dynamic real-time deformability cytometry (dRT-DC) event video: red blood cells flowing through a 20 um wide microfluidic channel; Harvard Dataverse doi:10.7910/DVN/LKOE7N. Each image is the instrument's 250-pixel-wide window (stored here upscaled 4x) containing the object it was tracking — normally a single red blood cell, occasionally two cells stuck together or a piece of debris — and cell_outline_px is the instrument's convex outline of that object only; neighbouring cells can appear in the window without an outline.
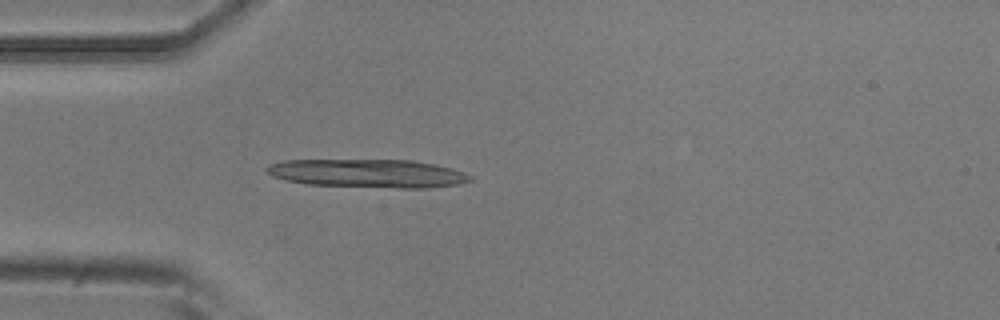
{"species": "common noctule bat (a hibernating species)", "species_latin": "Nyctalus noctula", "temperature_condition": "room temperature", "stored_images_in_passage": 2, "camera_frame_rate_fps": 3000, "um_per_image_px": 0.085, "animal": {"sex": "male", "body_mass_g": 20.5, "forearm_length_mm": 52.5}, "frame": {"image": 1, "passage_image": 2, "time_ms": 0.333, "image_size_px": [1000, 320], "cell_outline_px": [[472, 180], [460, 184], [428, 188], [400, 188], [304, 184], [272, 176], [264, 168], [268, 164], [284, 160], [412, 160], [452, 168], [464, 172], [472, 176]], "centroid_in_image_um": [31.28, 14.74], "position_along_channel_um": 53.7, "area_um2": 33.7}}